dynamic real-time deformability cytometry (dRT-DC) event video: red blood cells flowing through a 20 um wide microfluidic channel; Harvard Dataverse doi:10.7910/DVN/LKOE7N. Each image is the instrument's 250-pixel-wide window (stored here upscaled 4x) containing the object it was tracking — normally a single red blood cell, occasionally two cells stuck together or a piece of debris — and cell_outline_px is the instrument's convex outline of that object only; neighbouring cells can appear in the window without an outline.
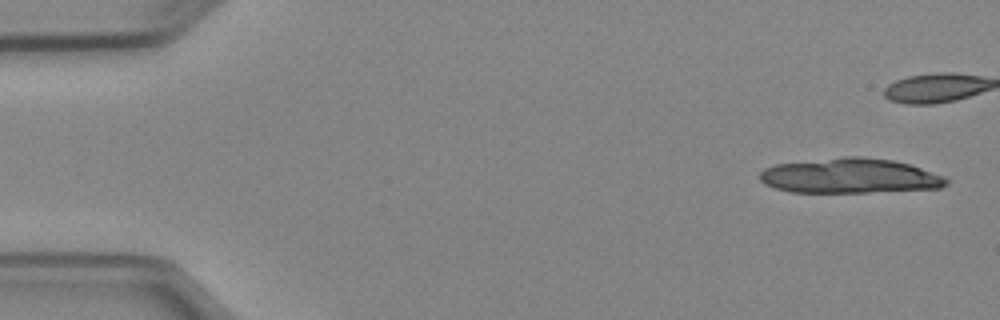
{"species": "Egyptian fruit bat (a non-hibernating species)", "species_latin": "Rousettus aegyptiacus", "temperature_condition": "cold", "stored_images_in_passage": 5, "camera_frame_rate_fps": 3000, "um_per_image_px": 0.085, "animal": {"sex": "female"}, "frame": {"image": 1, "passage_image": 1, "time_ms": 0.0, "image_size_px": [1000, 320], "cell_outline_px": [[948, 184], [940, 188], [868, 192], [792, 192], [776, 188], [764, 184], [760, 180], [760, 172], [764, 168], [776, 164], [844, 156], [864, 156], [896, 160], [944, 176], [948, 180]], "centroid_in_image_um": [72.23, 14.94], "position_along_channel_um": 12.8, "area_um2": 37.97}}
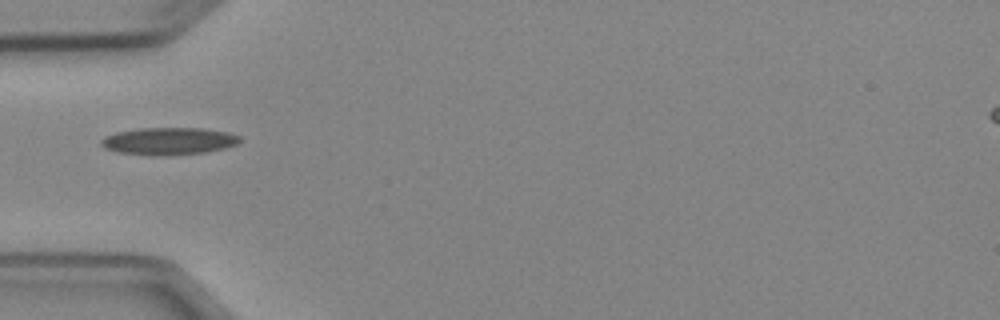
{"frame": {"image": 2, "passage_image": 5, "time_ms": 5.667, "image_size_px": [1000, 320], "cell_outline_px": [[240, 140], [236, 144], [224, 148], [204, 152], [168, 156], [148, 156], [116, 152], [104, 148], [100, 144], [100, 140], [104, 136], [116, 132], [140, 128], [204, 128], [228, 132], [240, 136]], "centroid_in_image_um": [14.29, 12.0], "position_along_channel_um": 70.7, "area_um2": 22.37}}